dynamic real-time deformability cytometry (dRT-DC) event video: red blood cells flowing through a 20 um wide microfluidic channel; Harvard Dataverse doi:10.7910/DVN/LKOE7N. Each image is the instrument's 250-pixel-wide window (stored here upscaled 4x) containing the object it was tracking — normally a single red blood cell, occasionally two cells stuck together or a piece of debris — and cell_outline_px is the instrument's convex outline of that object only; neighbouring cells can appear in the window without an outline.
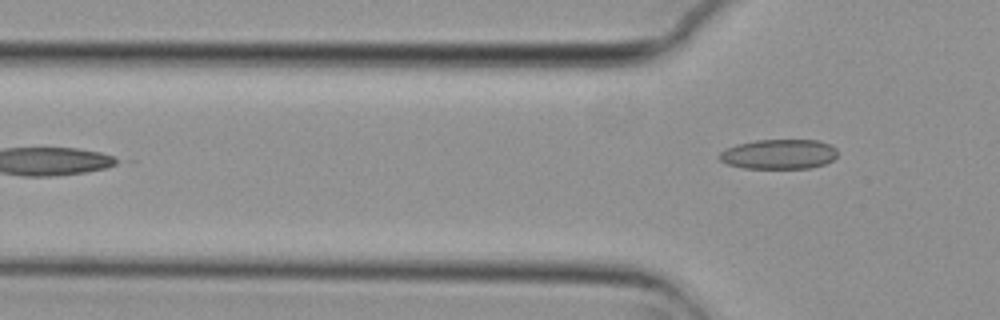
{"species": "common noctule bat (a hibernating species)", "species_latin": "Nyctalus noctula", "temperature_condition": "cold", "stored_images_in_passage": 5, "camera_frame_rate_fps": 3000, "um_per_image_px": 0.085, "animal": {"sex": "female", "body_mass_g": 29.2, "forearm_length_mm": 56.3}, "frame": {"image": 1, "passage_image": 5, "time_ms": 1.333, "image_size_px": [1000, 320], "cell_outline_px": [[836, 156], [832, 160], [824, 164], [808, 168], [744, 168], [728, 164], [720, 160], [716, 156], [724, 148], [736, 144], [756, 140], [820, 140], [832, 144], [836, 148]], "centroid_in_image_um": [66.18, 13.09], "position_along_channel_um": 59.6, "area_um2": 20.69}}